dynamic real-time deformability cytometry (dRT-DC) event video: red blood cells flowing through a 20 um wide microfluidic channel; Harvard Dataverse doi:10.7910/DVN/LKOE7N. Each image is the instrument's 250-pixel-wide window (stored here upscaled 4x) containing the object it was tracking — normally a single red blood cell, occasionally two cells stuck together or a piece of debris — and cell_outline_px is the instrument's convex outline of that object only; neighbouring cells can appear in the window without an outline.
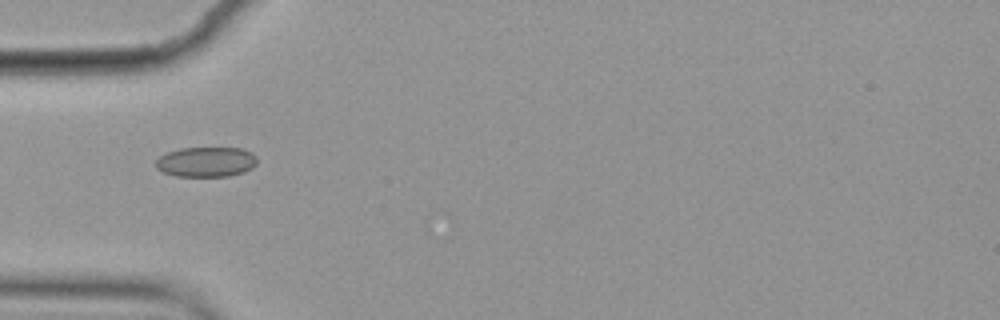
{"species": "common noctule bat (a hibernating species)", "species_latin": "Nyctalus noctula", "temperature_condition": "cold", "stored_images_in_passage": 6, "camera_frame_rate_fps": 3000, "um_per_image_px": 0.085, "animal": {"sex": "female", "body_mass_g": 19.9}, "frame": {"image": 1, "passage_image": 5, "time_ms": 1.333, "image_size_px": [1000, 320], "cell_outline_px": [[256, 164], [252, 168], [244, 172], [228, 176], [176, 176], [164, 172], [156, 168], [156, 160], [160, 156], [168, 152], [180, 148], [240, 148], [252, 152], [256, 156]], "centroid_in_image_um": [17.54, 13.76], "position_along_channel_um": 67.5, "area_um2": 17.69}}
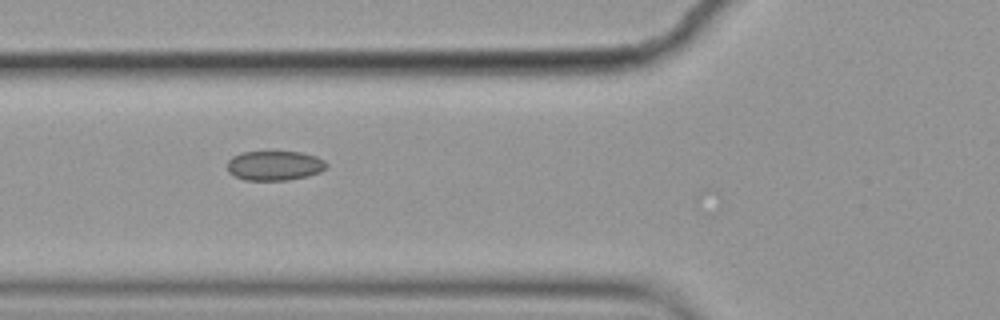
{"frame": {"image": 2, "passage_image": 6, "time_ms": 1.667, "image_size_px": [1000, 320], "cell_outline_px": [[328, 164], [320, 172], [308, 176], [288, 180], [244, 180], [232, 176], [228, 172], [228, 160], [232, 156], [240, 152], [300, 152], [316, 156], [324, 160]], "centroid_in_image_um": [23.31, 14.08], "position_along_channel_um": 102.5, "area_um2": 17.22}}